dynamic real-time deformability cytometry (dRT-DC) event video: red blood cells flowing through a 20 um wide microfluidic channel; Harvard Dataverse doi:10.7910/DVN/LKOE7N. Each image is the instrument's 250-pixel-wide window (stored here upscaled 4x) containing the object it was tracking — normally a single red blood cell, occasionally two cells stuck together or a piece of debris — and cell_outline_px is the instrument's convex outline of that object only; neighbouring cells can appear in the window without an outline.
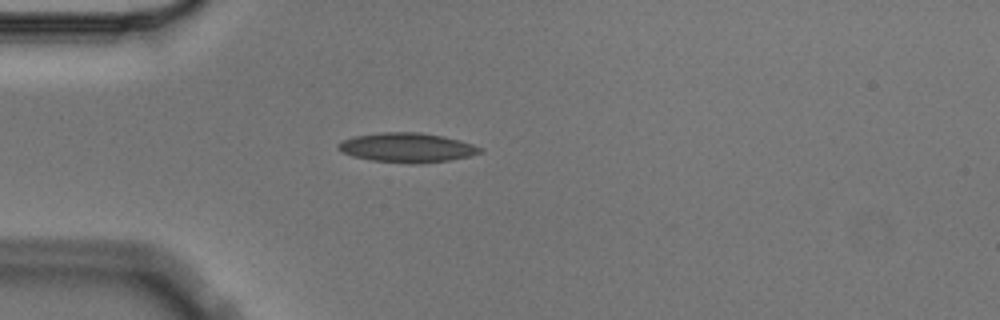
{"species": "Egyptian fruit bat (a non-hibernating species)", "species_latin": "Rousettus aegyptiacus", "temperature_condition": "cold", "stored_images_in_passage": 3, "camera_frame_rate_fps": 3000, "um_per_image_px": 0.085, "animal": {"sex": "male"}, "frame": {"image": 1, "passage_image": 3, "time_ms": 0.667, "image_size_px": [1000, 320], "cell_outline_px": [[484, 152], [468, 156], [448, 160], [420, 164], [412, 164], [368, 160], [352, 156], [336, 148], [336, 144], [340, 140], [356, 136], [380, 132], [420, 132], [444, 136], [460, 140], [484, 148]], "centroid_in_image_um": [34.59, 12.55], "position_along_channel_um": 50.4, "area_um2": 24.62}}